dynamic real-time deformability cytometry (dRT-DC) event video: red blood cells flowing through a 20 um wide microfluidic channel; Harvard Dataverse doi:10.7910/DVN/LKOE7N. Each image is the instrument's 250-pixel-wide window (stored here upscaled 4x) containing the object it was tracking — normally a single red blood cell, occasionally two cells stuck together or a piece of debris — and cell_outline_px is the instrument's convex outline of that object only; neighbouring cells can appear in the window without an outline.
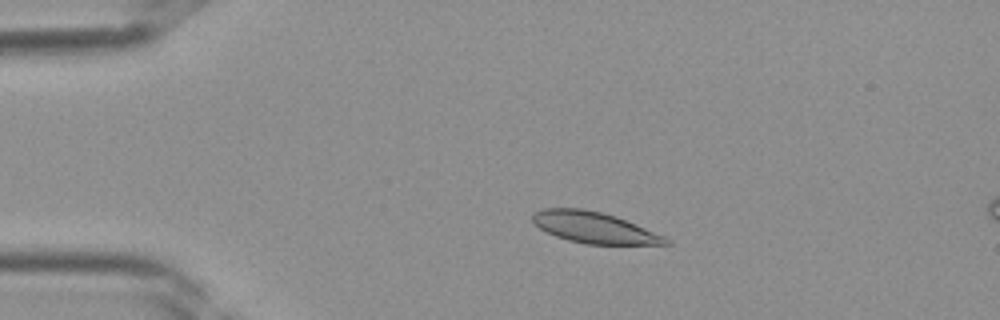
{"species": "Egyptian fruit bat (a non-hibernating species)", "species_latin": "Rousettus aegyptiacus", "temperature_condition": "room temperature", "stored_images_in_passage": 38, "camera_frame_rate_fps": 3000, "um_per_image_px": 0.085, "frame": {"image": 1, "passage_image": 7, "time_ms": 2.0, "image_size_px": [1000, 320], "cell_outline_px": [[672, 244], [584, 244], [568, 240], [556, 236], [540, 228], [532, 220], [532, 212], [544, 208], [584, 208], [616, 216], [636, 224], [664, 236], [672, 240]], "centroid_in_image_um": [50.51, 19.34], "position_along_channel_um": 34.5, "area_um2": 24.1}}
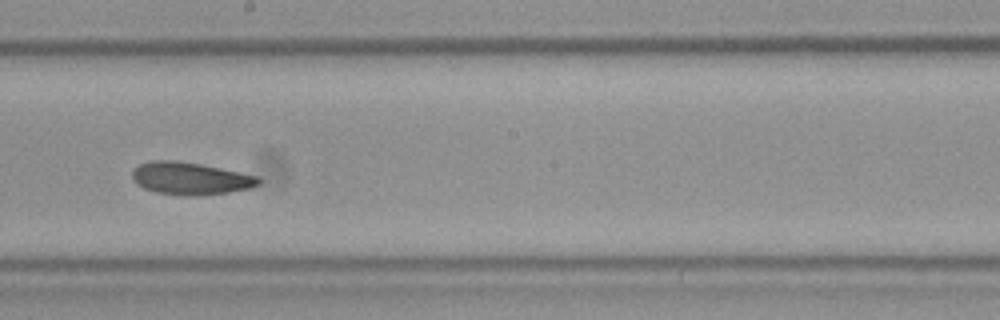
{"frame": {"image": 2, "passage_image": 21, "time_ms": 6.667, "image_size_px": [1000, 320], "cell_outline_px": [[260, 184], [248, 188], [228, 192], [196, 196], [184, 196], [156, 192], [144, 188], [136, 184], [132, 180], [132, 172], [140, 164], [152, 160], [176, 160], [200, 164], [260, 176]], "centroid_in_image_um": [16.17, 15.17], "position_along_channel_um": 232.0, "area_um2": 23.87}}
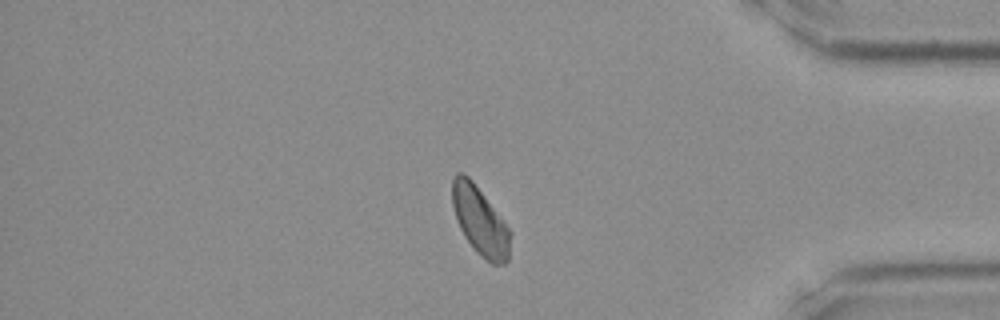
{"frame": {"image": 3, "passage_image": 32, "time_ms": 10.333, "image_size_px": [1000, 320], "cell_outline_px": [[512, 232], [508, 260], [504, 264], [492, 264], [480, 256], [464, 236], [456, 220], [452, 204], [452, 180], [456, 172], [464, 172], [472, 180], [504, 220]], "centroid_in_image_um": [40.81, 18.78], "position_along_channel_um": 394.4, "area_um2": 23.35}}